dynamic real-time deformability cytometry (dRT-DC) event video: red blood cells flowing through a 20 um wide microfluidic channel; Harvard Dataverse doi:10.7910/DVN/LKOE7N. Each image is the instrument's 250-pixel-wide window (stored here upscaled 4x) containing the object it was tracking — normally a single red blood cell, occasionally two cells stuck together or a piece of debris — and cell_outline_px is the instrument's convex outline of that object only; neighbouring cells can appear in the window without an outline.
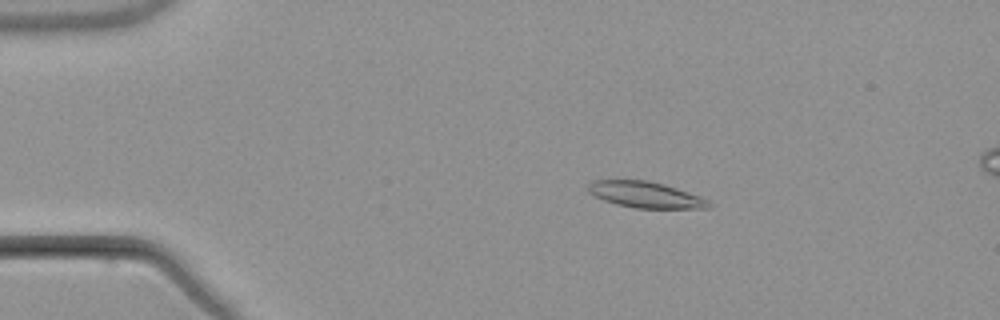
{"species": "common noctule bat (a hibernating species)", "species_latin": "Nyctalus noctula", "temperature_condition": "warm", "stored_images_in_passage": 5, "camera_frame_rate_fps": 3000, "um_per_image_px": 0.085, "animal": {"sex": "male", "body_mass_g": 21.5, "forearm_length_mm": 52.0}, "frame": {"image": 1, "passage_image": 3, "time_ms": 2.667, "image_size_px": [1000, 320], "cell_outline_px": [[712, 204], [708, 208], [636, 208], [616, 204], [604, 200], [588, 192], [588, 184], [592, 180], [648, 180], [664, 184], [700, 196], [708, 200]], "centroid_in_image_um": [54.86, 16.54], "position_along_channel_um": 30.1, "area_um2": 18.26}}